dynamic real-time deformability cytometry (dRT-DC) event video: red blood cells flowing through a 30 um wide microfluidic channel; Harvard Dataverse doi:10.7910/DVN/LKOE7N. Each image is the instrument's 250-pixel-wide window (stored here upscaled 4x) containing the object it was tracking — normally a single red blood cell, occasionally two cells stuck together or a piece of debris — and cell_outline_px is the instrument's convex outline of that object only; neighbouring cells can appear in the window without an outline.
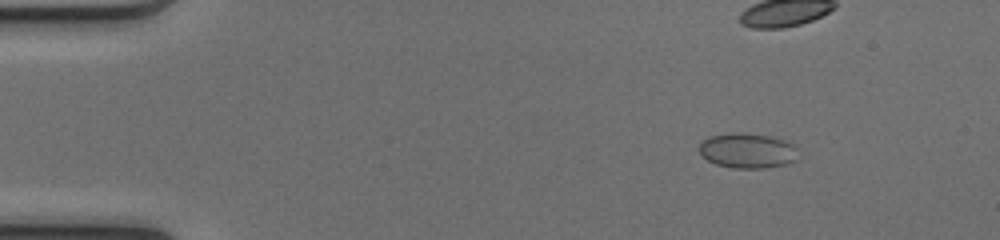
{"species": "common noctule bat (a hibernating species)", "species_latin": "Nyctalus noctula", "temperature_condition": "cold", "stored_images_in_passage": 53, "camera_frame_rate_fps": 3000, "um_per_image_px": 0.085, "animal": {"sex": "female", "body_mass_g": 17.0, "forearm_length_mm": 48.0}, "frame": {"image": 1, "passage_image": 8, "time_ms": 2.333, "image_size_px": [1000, 240], "cell_outline_px": [[796, 160], [788, 164], [764, 168], [732, 168], [716, 164], [708, 160], [700, 152], [700, 144], [704, 140], [712, 136], [768, 136], [784, 140], [792, 144], [796, 148]], "centroid_in_image_um": [63.59, 12.88], "position_along_channel_um": 21.4, "area_um2": 19.07}}